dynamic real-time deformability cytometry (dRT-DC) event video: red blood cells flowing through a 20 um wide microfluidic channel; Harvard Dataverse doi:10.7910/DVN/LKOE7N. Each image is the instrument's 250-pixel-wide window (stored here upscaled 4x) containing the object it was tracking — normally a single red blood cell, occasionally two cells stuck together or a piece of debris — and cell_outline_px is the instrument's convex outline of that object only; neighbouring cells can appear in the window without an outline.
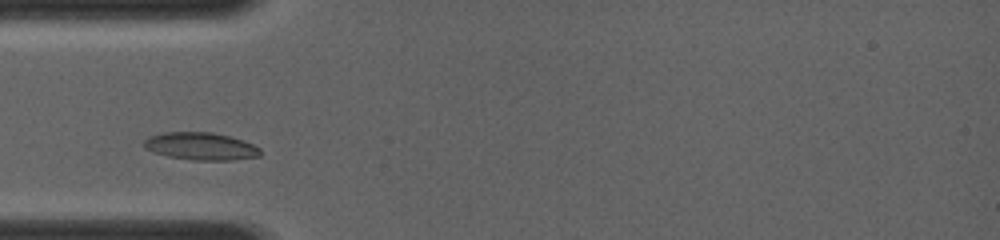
{"species": "common noctule bat (a hibernating species)", "species_latin": "Nyctalus noctula", "temperature_condition": "room temperature", "stored_images_in_passage": 23, "camera_frame_rate_fps": 4000, "um_per_image_px": 0.085, "animal": {"sex": "female", "body_mass_g": 19.0, "forearm_length_mm": 56.7}, "frame": {"image": 1, "passage_image": 4, "time_ms": 1.25, "image_size_px": [1000, 240], "cell_outline_px": [[260, 156], [232, 160], [192, 160], [168, 156], [144, 148], [144, 140], [148, 136], [164, 132], [212, 132], [228, 136], [252, 144], [260, 148]], "centroid_in_image_um": [17.04, 12.43], "position_along_channel_um": 68.0, "area_um2": 18.5}}
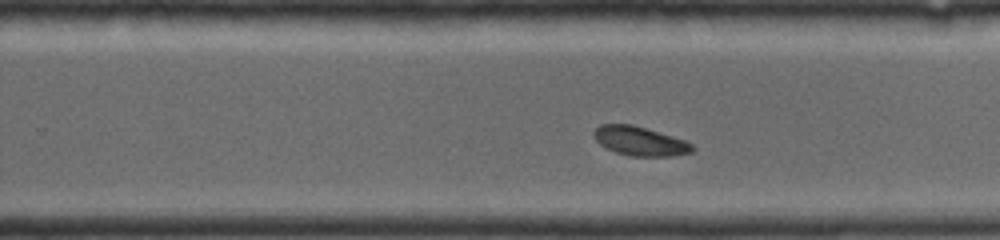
{"frame": {"image": 2, "passage_image": 15, "time_ms": 5.75, "image_size_px": [1000, 240], "cell_outline_px": [[696, 148], [692, 152], [672, 156], [632, 156], [616, 152], [600, 144], [592, 136], [592, 132], [600, 124], [632, 124], [672, 136], [684, 140], [692, 144]], "centroid_in_image_um": [54.38, 11.99], "position_along_channel_um": 275.4, "area_um2": 16.65}}
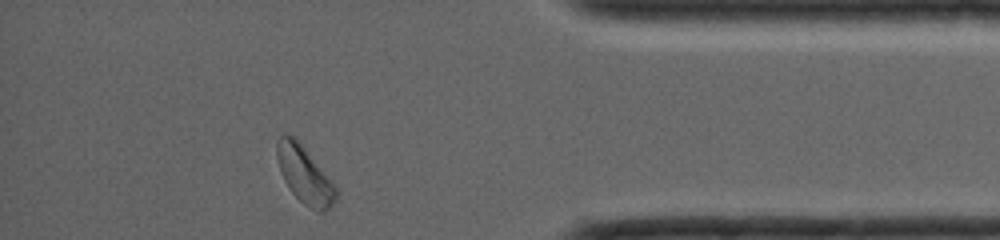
{"frame": {"image": 3, "passage_image": 23, "time_ms": 9.0, "image_size_px": [1000, 240], "cell_outline_px": [[340, 192], [336, 200], [324, 212], [316, 212], [304, 204], [288, 188], [280, 172], [276, 156], [276, 140], [280, 136], [292, 136], [304, 148], [336, 184]], "centroid_in_image_um": [25.92, 14.91], "position_along_channel_um": 409.3, "area_um2": 19.71}}